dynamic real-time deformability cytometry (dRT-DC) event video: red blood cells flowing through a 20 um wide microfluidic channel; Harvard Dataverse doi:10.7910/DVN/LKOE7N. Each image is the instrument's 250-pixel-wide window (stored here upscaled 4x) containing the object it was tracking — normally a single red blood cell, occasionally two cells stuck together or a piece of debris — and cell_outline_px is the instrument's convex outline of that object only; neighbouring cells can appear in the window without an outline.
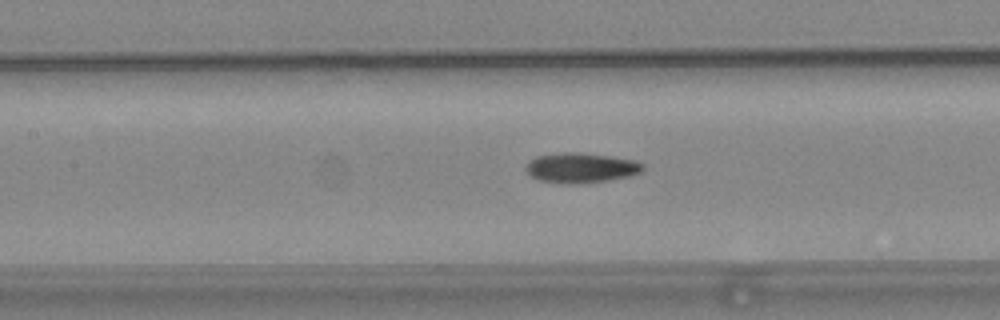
{"species": "common noctule bat (a hibernating species)", "species_latin": "Nyctalus noctula", "temperature_condition": "warm", "stored_images_in_passage": 31, "camera_frame_rate_fps": 3000, "um_per_image_px": 0.085, "animal": {"sex": "female", "body_mass_g": 24.6, "forearm_length_mm": 56.2}, "frame": {"image": 1, "passage_image": 13, "time_ms": 4.0, "image_size_px": [1000, 320], "cell_outline_px": [[644, 168], [640, 172], [632, 176], [608, 180], [576, 184], [560, 184], [540, 180], [532, 176], [524, 168], [536, 156], [564, 152], [580, 152], [612, 156], [636, 160], [644, 164]], "centroid_in_image_um": [49.43, 14.26], "position_along_channel_um": 158.0, "area_um2": 20.58}}
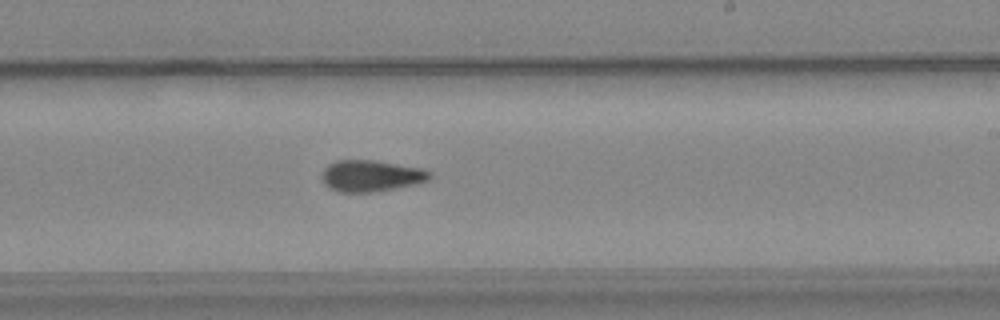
{"frame": {"image": 2, "passage_image": 21, "time_ms": 6.667, "image_size_px": [1000, 320], "cell_outline_px": [[432, 176], [428, 180], [416, 184], [396, 188], [372, 192], [336, 192], [328, 188], [324, 184], [320, 176], [324, 168], [328, 164], [336, 160], [376, 160], [424, 168], [432, 172]], "centroid_in_image_um": [31.53, 14.94], "position_along_channel_um": 257.5, "area_um2": 20.17}}
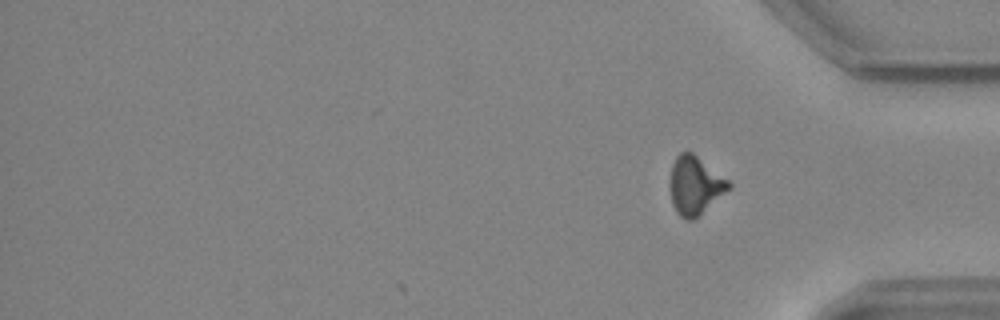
{"frame": {"image": 3, "passage_image": 31, "time_ms": 10.0, "image_size_px": [1000, 320], "cell_outline_px": [[732, 188], [692, 220], [684, 220], [676, 212], [672, 204], [668, 184], [668, 180], [672, 164], [676, 156], [680, 152], [692, 152], [728, 180], [732, 184]], "centroid_in_image_um": [59.04, 15.76], "position_along_channel_um": 376.2, "area_um2": 20.11}, "authors_computed_cell_mechanics": {"area_um2": 19.941, "velocity_mm_per_s": 3.7398, "shape_relaxation_time_tau1_ms": null, "shape_relaxation_time_tau2_ms": 4.3808, "deformation_change_tau1": null, "deformation_change_tau2": 0.1198}}